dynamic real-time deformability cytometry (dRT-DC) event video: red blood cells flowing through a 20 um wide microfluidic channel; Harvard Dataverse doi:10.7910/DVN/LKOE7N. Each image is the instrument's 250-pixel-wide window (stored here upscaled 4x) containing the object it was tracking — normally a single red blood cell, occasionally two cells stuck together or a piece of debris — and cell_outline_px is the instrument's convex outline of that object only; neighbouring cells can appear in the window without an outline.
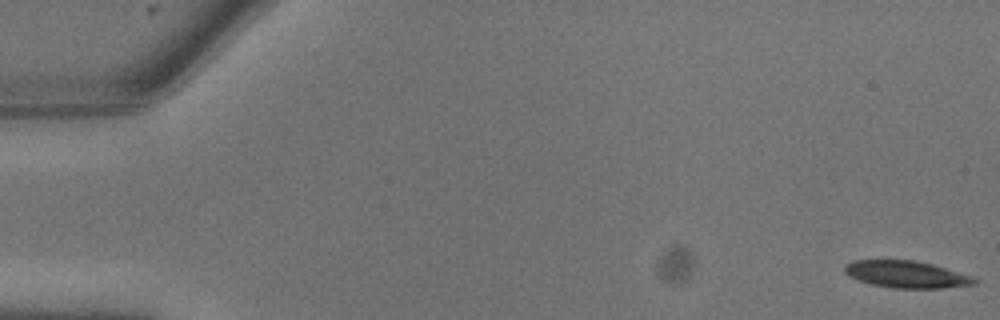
{"species": "common noctule bat (a hibernating species)", "species_latin": "Nyctalus noctula", "temperature_condition": "warm", "stored_images_in_passage": 8, "camera_frame_rate_fps": 3000, "um_per_image_px": 0.085, "animal": {"sex": "male", "body_mass_g": 13.3}, "frame": {"image": 1, "passage_image": 1, "time_ms": 0.0, "image_size_px": [1000, 320], "cell_outline_px": [[976, 284], [944, 288], [892, 288], [872, 284], [848, 276], [844, 272], [844, 264], [852, 260], [916, 260], [932, 264], [972, 276], [976, 280]], "centroid_in_image_um": [77.01, 23.31], "position_along_channel_um": 8.0, "area_um2": 20.4}}
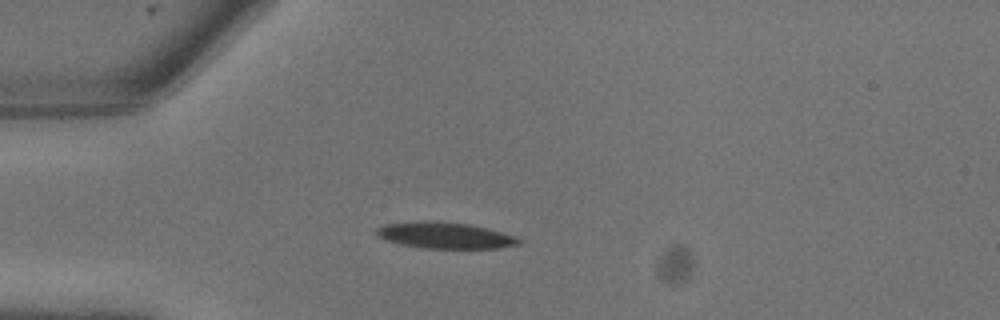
{"frame": {"image": 2, "passage_image": 7, "time_ms": 2.0, "image_size_px": [1000, 320], "cell_outline_px": [[524, 240], [520, 244], [500, 248], [424, 248], [400, 244], [384, 240], [376, 236], [376, 228], [384, 224], [420, 220], [432, 220], [468, 224], [488, 228], [516, 236]], "centroid_in_image_um": [37.81, 20.0], "position_along_channel_um": 47.2, "area_um2": 22.14}}